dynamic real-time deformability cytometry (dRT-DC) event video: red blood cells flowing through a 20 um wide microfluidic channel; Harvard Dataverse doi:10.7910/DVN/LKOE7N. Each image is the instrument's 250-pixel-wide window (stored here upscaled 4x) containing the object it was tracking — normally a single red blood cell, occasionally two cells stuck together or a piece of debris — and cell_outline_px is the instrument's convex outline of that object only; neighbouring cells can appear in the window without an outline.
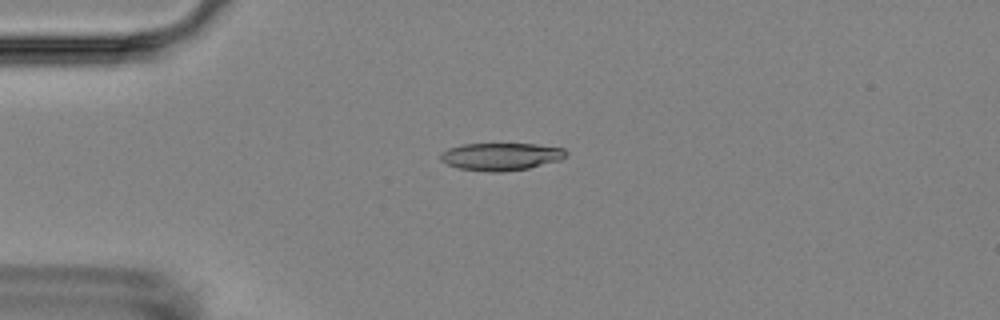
{"species": "Egyptian fruit bat (a non-hibernating species)", "species_latin": "Rousettus aegyptiacus", "temperature_condition": "room temperature", "stored_images_in_passage": 2, "camera_frame_rate_fps": 3000, "um_per_image_px": 0.085, "animal": {"sex": "female"}, "frame": {"image": 1, "passage_image": 1, "time_ms": 0.0, "image_size_px": [1000, 320], "cell_outline_px": [[568, 152], [560, 160], [528, 168], [504, 172], [492, 172], [460, 168], [448, 164], [440, 160], [440, 156], [448, 148], [460, 144], [536, 144], [564, 148]], "centroid_in_image_um": [42.59, 13.3], "position_along_channel_um": 42.4, "area_um2": 20.0}}